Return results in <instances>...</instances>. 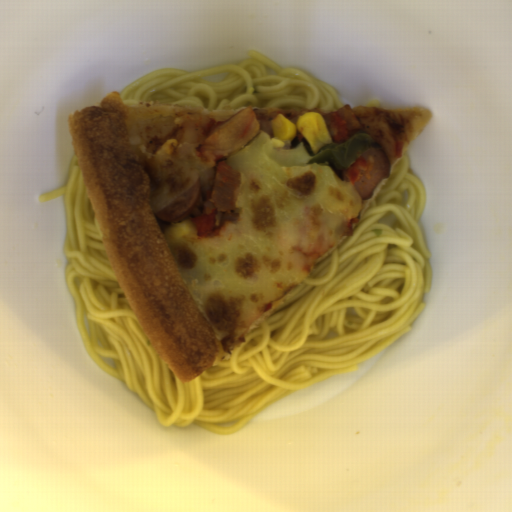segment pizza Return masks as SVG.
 Here are the masks:
<instances>
[{
  "label": "pizza",
  "mask_w": 512,
  "mask_h": 512,
  "mask_svg": "<svg viewBox=\"0 0 512 512\" xmlns=\"http://www.w3.org/2000/svg\"><path fill=\"white\" fill-rule=\"evenodd\" d=\"M245 108V107H244ZM240 109L129 100L120 91L66 119L114 274L145 335L176 378L190 383L225 359L344 236L323 209L272 232L241 221L215 235L167 242L165 205L214 163L209 131Z\"/></svg>",
  "instance_id": "pizza-1"
},
{
  "label": "pizza",
  "mask_w": 512,
  "mask_h": 512,
  "mask_svg": "<svg viewBox=\"0 0 512 512\" xmlns=\"http://www.w3.org/2000/svg\"><path fill=\"white\" fill-rule=\"evenodd\" d=\"M354 112L362 117H371L375 115H384L387 119L394 135L401 142L402 150L400 158L394 160L389 158L390 174L396 167L402 155L423 130L433 117L432 110L423 107H406L400 109H391L382 106H359L353 108Z\"/></svg>",
  "instance_id": "pizza-2"
},
{
  "label": "pizza",
  "mask_w": 512,
  "mask_h": 512,
  "mask_svg": "<svg viewBox=\"0 0 512 512\" xmlns=\"http://www.w3.org/2000/svg\"><path fill=\"white\" fill-rule=\"evenodd\" d=\"M258 124V131L265 132L271 137H274L271 121L279 114L285 116L289 121L293 124H296L297 120L304 114L307 113H318L321 114L322 119L324 116L330 112L335 110H320L314 108H301V109H293V110H277V109H268V108H257L253 110Z\"/></svg>",
  "instance_id": "pizza-3"
},
{
  "label": "pizza",
  "mask_w": 512,
  "mask_h": 512,
  "mask_svg": "<svg viewBox=\"0 0 512 512\" xmlns=\"http://www.w3.org/2000/svg\"><path fill=\"white\" fill-rule=\"evenodd\" d=\"M387 179V178H386ZM386 179H381L379 181V183L375 186L372 194H371V197L370 199L368 200H362L361 202V208H360V213L358 215V220L361 219V217L363 216V214L366 212V210L368 209V207L370 206V204L373 202V200L375 199V197L377 196V194L380 192V190L382 189Z\"/></svg>",
  "instance_id": "pizza-4"
},
{
  "label": "pizza",
  "mask_w": 512,
  "mask_h": 512,
  "mask_svg": "<svg viewBox=\"0 0 512 512\" xmlns=\"http://www.w3.org/2000/svg\"><path fill=\"white\" fill-rule=\"evenodd\" d=\"M289 141H290V146H292L293 148L295 146H297L299 143L302 142L304 148L306 149V151L308 152V154L312 158L313 152H312V150L310 148V145H309L308 141L305 139V137L299 131L297 132L295 137L292 140H289Z\"/></svg>",
  "instance_id": "pizza-5"
}]
</instances>
